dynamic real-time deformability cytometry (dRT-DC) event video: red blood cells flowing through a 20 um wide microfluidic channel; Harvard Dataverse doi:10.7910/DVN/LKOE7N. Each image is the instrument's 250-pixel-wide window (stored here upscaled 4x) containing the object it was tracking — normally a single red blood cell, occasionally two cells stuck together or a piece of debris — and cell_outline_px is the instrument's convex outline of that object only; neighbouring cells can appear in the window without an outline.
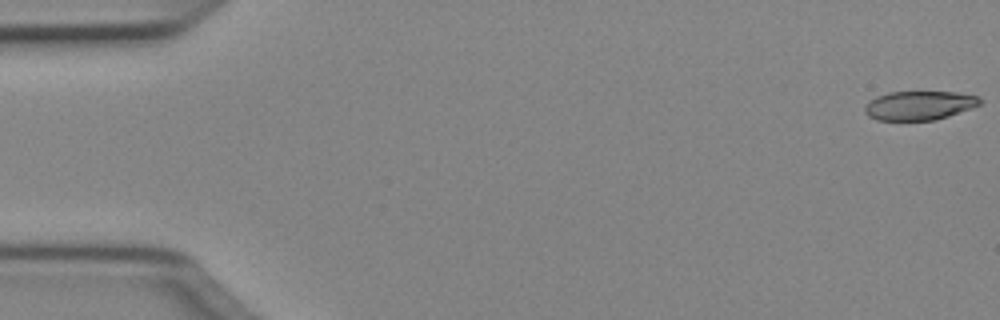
{"species": "Egyptian fruit bat (a non-hibernating species)", "species_latin": "Rousettus aegyptiacus", "temperature_condition": "cold", "stored_images_in_passage": 50, "camera_frame_rate_fps": 3000, "um_per_image_px": 0.085, "animal": {"sex": "female"}, "frame": {"image": 1, "passage_image": 1, "time_ms": 0.0, "image_size_px": [1000, 320], "cell_outline_px": [[984, 100], [980, 104], [972, 108], [936, 120], [876, 120], [868, 116], [864, 112], [864, 108], [868, 100], [876, 96], [888, 92], [956, 92], [980, 96]], "centroid_in_image_um": [78.14, 8.96], "position_along_channel_um": 6.9, "area_um2": 19.71}}
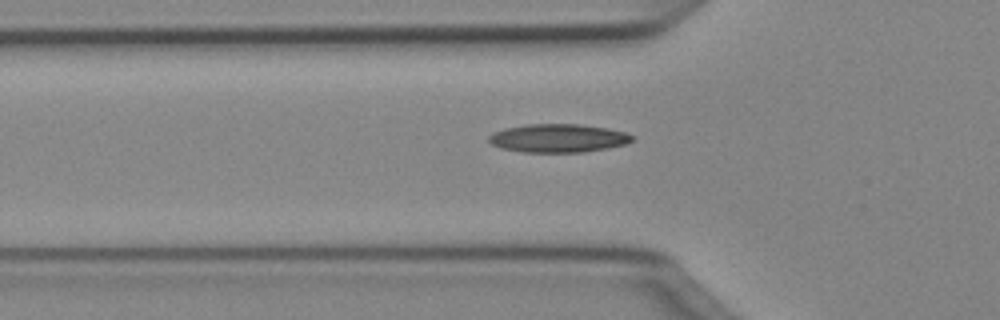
{"frame": {"image": 2, "passage_image": 17, "time_ms": 5.333, "image_size_px": [1000, 320], "cell_outline_px": [[636, 136], [632, 140], [624, 144], [584, 152], [520, 152], [500, 148], [492, 144], [488, 140], [488, 136], [492, 132], [504, 128], [528, 124], [580, 124], [608, 128], [624, 132]], "centroid_in_image_um": [47.4, 11.74], "position_along_channel_um": 78.4, "area_um2": 23.76}}
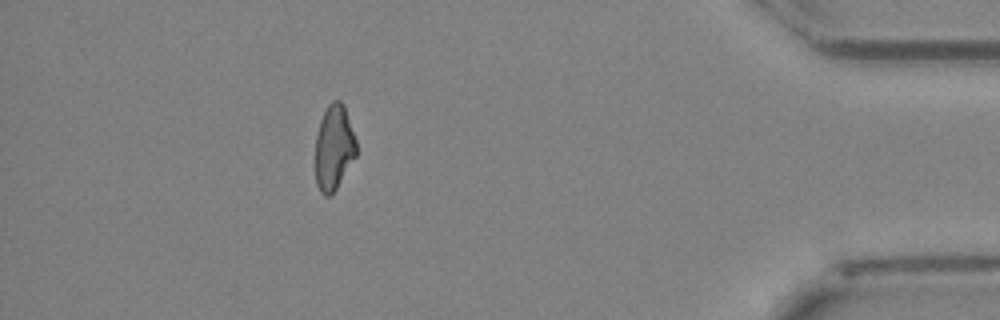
{"frame": {"image": 3, "passage_image": 45, "time_ms": 14.667, "image_size_px": [1000, 320], "cell_outline_px": [[356, 156], [336, 188], [328, 196], [324, 196], [320, 192], [316, 184], [316, 136], [320, 120], [328, 104], [332, 100], [340, 100], [344, 104], [356, 140]], "centroid_in_image_um": [28.38, 12.52], "position_along_channel_um": 406.8, "area_um2": 20.23}, "authors_computed_cell_mechanics": {"area_um2": 21.7039, "velocity_mm_per_s": 4.0601, "shape_relaxation_time_tau1_ms": 9.3727, "shape_relaxation_time_tau2_ms": 6.0221, "deformation_change_tau1": 0.2013, "deformation_change_tau2": 0.1492}}